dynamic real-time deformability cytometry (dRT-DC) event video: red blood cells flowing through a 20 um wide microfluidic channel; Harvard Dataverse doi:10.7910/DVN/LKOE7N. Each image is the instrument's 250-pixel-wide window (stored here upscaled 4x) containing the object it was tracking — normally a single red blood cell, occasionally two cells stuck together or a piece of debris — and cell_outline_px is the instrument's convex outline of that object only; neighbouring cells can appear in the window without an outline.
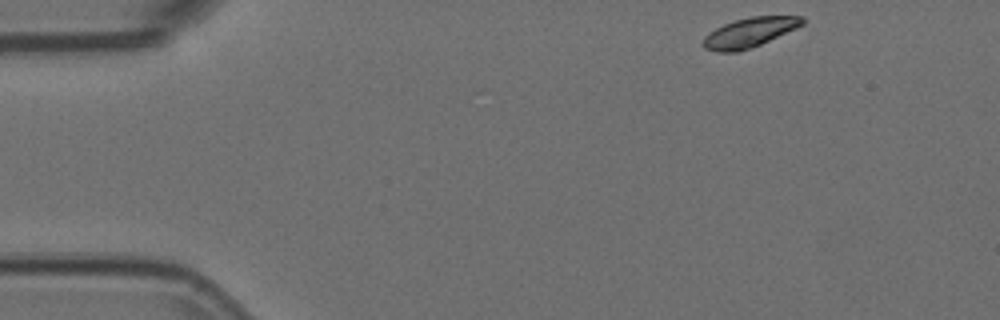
{"species": "Egyptian fruit bat (a non-hibernating species)", "species_latin": "Rousettus aegyptiacus", "temperature_condition": "room temperature", "stored_images_in_passage": 6, "camera_frame_rate_fps": 3000, "um_per_image_px": 0.085, "animal": {"sex": "female"}, "frame": {"image": 1, "passage_image": 1, "time_ms": 0.0, "image_size_px": [1000, 320], "cell_outline_px": [[804, 24], [796, 28], [760, 44], [740, 52], [716, 52], [704, 48], [700, 44], [704, 36], [716, 28], [724, 24], [736, 20], [752, 16], [804, 16]], "centroid_in_image_um": [63.67, 2.77], "position_along_channel_um": 21.3, "area_um2": 17.05}}